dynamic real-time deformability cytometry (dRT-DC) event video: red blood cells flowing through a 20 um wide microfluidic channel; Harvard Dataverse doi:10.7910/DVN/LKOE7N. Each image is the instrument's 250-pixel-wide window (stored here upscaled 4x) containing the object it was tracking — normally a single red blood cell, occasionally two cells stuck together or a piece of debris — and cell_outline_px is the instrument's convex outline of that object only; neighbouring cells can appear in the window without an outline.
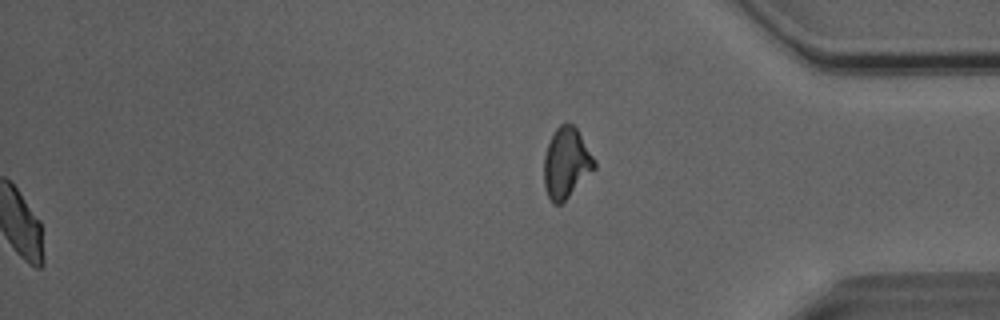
{"species": "Egyptian fruit bat (a non-hibernating species)", "species_latin": "Rousettus aegyptiacus", "temperature_condition": "room temperature", "stored_images_in_passage": 52, "camera_frame_rate_fps": 3000, "um_per_image_px": 0.085, "animal": {"sex": "male"}, "frame": {"image": 1, "passage_image": 52, "time_ms": 17.0, "image_size_px": [1000, 320], "cell_outline_px": [[596, 168], [560, 204], [552, 204], [544, 188], [544, 156], [548, 144], [556, 128], [560, 124], [568, 120], [576, 128], [596, 160]], "centroid_in_image_um": [48.13, 13.83], "position_along_channel_um": 387.1, "area_um2": 20.63}, "authors_computed_cell_mechanics": {"area_um2": 20.8658, "velocity_mm_per_s": 4.0343, "shape_relaxation_time_tau1_ms": 3.8117, "shape_relaxation_time_tau2_ms": 1.6634, "deformation_change_tau1": 0.1119, "deformation_change_tau2": 0.0518}}